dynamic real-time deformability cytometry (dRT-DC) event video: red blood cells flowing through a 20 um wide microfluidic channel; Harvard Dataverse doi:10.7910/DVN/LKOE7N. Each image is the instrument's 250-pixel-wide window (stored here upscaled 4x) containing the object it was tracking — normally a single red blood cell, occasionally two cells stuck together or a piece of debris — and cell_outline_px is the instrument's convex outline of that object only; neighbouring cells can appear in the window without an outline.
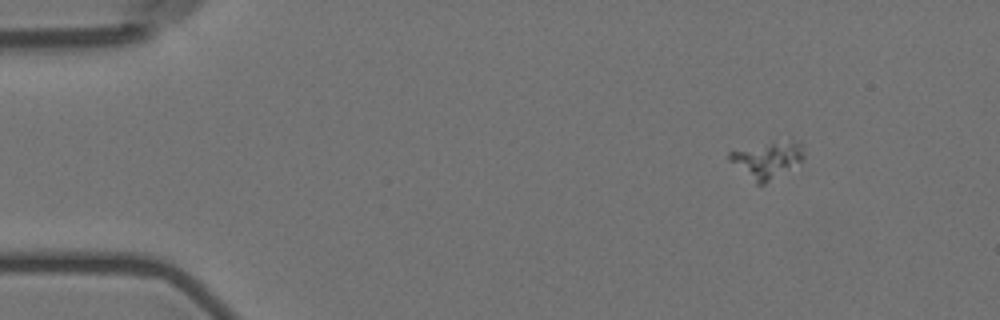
{"species": "Egyptian fruit bat (a non-hibernating species)", "species_latin": "Rousettus aegyptiacus", "temperature_condition": "room temperature", "stored_images_in_passage": 4, "camera_frame_rate_fps": 3000, "um_per_image_px": 0.085, "animal": {"sex": "female"}, "frame": {"image": 1, "passage_image": 1, "time_ms": 0.0, "image_size_px": [1000, 320], "cell_outline_px": [[804, 156], [800, 160], [764, 184], [756, 184], [728, 160], [728, 152], [768, 144], [792, 140], [804, 144]], "centroid_in_image_um": [65.19, 13.58], "position_along_channel_um": 19.8, "area_um2": 15.03}}